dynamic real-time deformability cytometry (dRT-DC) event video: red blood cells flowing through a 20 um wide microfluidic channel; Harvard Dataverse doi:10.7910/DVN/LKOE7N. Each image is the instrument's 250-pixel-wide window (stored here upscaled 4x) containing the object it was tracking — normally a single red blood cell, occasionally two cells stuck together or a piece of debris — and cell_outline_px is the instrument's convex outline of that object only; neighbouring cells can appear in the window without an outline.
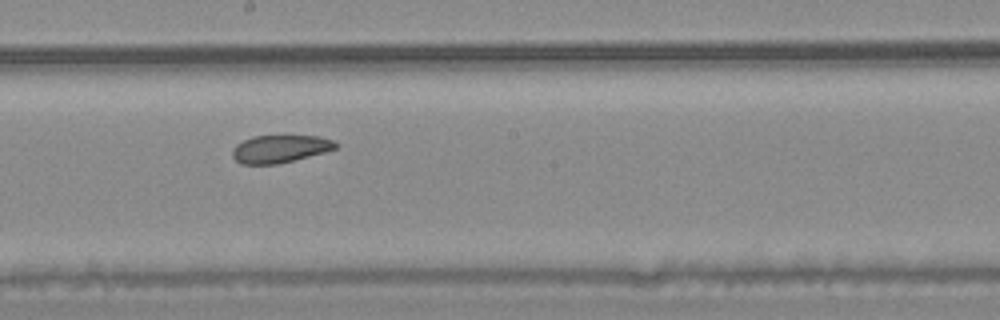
{"species": "common noctule bat (a hibernating species)", "species_latin": "Nyctalus noctula", "temperature_condition": "warm", "stored_images_in_passage": 11, "camera_frame_rate_fps": 3000, "um_per_image_px": 0.085, "animal": {"sex": "male", "body_mass_g": 20.4}, "frame": {"image": 1, "passage_image": 5, "time_ms": 1.333, "image_size_px": [1000, 320], "cell_outline_px": [[340, 144], [336, 148], [324, 152], [276, 164], [240, 164], [232, 156], [232, 148], [236, 144], [252, 136], [320, 136], [336, 140]], "centroid_in_image_um": [23.81, 12.64], "position_along_channel_um": 224.4, "area_um2": 16.65}}